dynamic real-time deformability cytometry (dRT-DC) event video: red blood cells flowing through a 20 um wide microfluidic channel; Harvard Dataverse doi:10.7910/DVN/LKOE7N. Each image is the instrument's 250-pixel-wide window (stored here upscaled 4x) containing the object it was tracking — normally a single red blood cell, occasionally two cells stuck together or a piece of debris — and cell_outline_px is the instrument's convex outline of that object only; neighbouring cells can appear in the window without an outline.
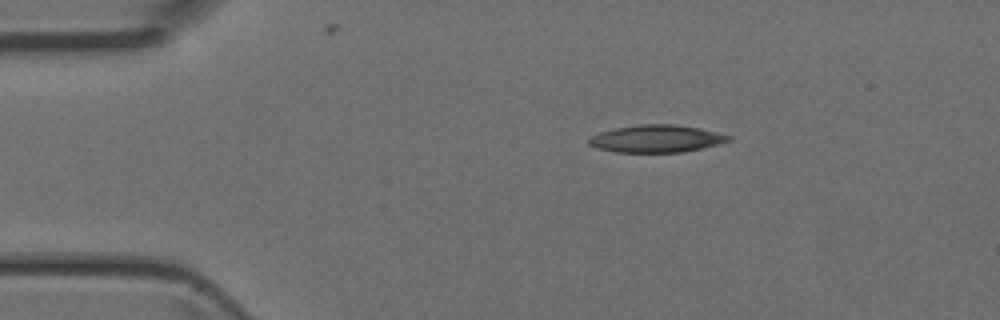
{"species": "Egyptian fruit bat (a non-hibernating species)", "species_latin": "Rousettus aegyptiacus", "temperature_condition": "room temperature", "stored_images_in_passage": 4, "camera_frame_rate_fps": 3000, "um_per_image_px": 0.085, "animal": {"sex": "female"}, "frame": {"image": 1, "passage_image": 4, "time_ms": 1.0, "image_size_px": [1000, 320], "cell_outline_px": [[732, 140], [720, 144], [680, 152], [616, 152], [596, 148], [588, 144], [588, 140], [592, 136], [600, 132], [616, 128], [640, 124], [672, 124], [700, 128], [732, 136]], "centroid_in_image_um": [55.8, 11.79], "position_along_channel_um": 29.2, "area_um2": 22.2}}